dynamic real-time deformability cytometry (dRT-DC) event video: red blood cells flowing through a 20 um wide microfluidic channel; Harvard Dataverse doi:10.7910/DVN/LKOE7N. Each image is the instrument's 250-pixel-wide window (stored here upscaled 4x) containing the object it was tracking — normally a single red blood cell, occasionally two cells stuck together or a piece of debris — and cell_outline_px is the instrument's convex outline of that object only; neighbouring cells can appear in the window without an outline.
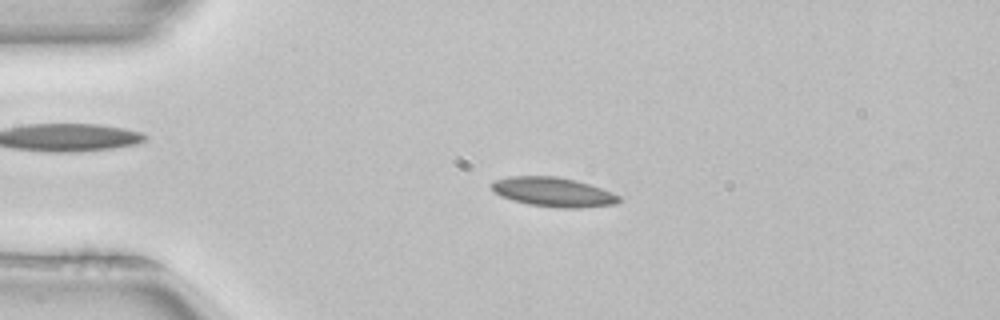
{"species": "common noctule bat (a hibernating species)", "species_latin": "Nyctalus noctula", "temperature_condition": "room temperature", "stored_images_in_passage": 51, "camera_frame_rate_fps": 3000, "um_per_image_px": 0.085, "animal": {"sex": "female", "body_mass_g": 22.7, "forearm_length_mm": 54.2}, "frame": {"image": 1, "passage_image": 11, "time_ms": 3.333, "image_size_px": [1000, 320], "cell_outline_px": [[620, 200], [616, 204], [580, 208], [556, 208], [528, 204], [512, 200], [500, 196], [492, 188], [492, 184], [496, 180], [508, 176], [556, 176], [576, 180], [612, 192], [620, 196]], "centroid_in_image_um": [47.04, 16.33], "position_along_channel_um": 38.0, "area_um2": 21.73}}
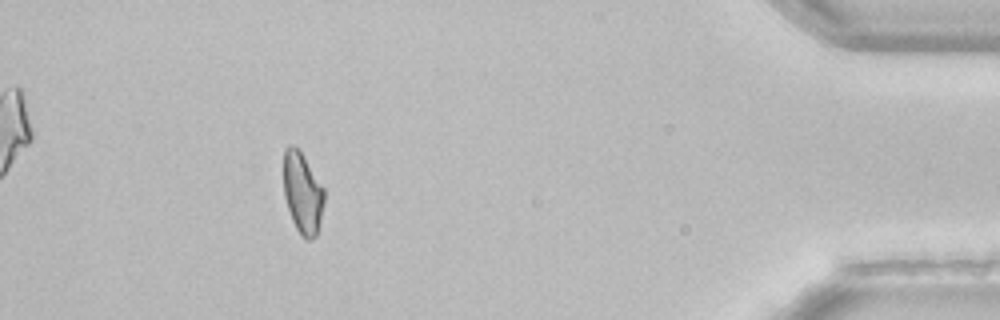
{"frame": {"image": 2, "passage_image": 46, "time_ms": 15.0, "image_size_px": [1000, 320], "cell_outline_px": [[324, 200], [320, 220], [316, 236], [312, 240], [304, 240], [300, 236], [292, 220], [284, 196], [284, 148], [288, 144], [292, 144], [300, 152], [324, 188]], "centroid_in_image_um": [25.7, 16.44], "position_along_channel_um": 409.5, "area_um2": 19.07}}